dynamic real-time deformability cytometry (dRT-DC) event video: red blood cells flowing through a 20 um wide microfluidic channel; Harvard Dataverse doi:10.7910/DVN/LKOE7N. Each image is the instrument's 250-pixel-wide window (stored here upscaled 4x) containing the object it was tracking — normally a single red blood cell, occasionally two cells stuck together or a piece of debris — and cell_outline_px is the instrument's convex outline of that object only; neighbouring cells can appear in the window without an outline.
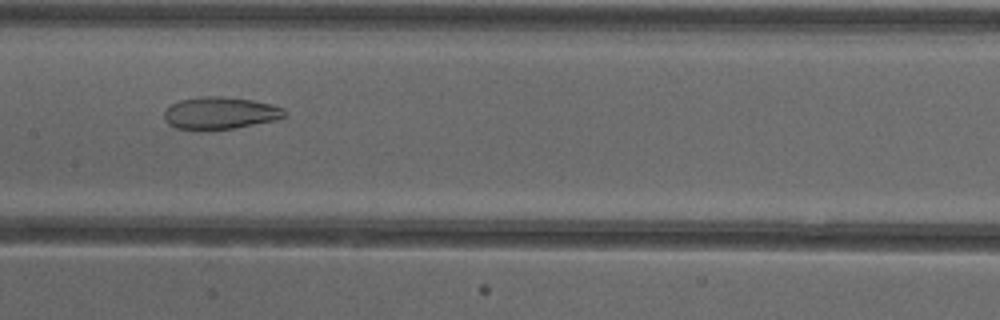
{"species": "common noctule bat (a hibernating species)", "species_latin": "Nyctalus noctula", "temperature_condition": "cold", "stored_images_in_passage": 53, "camera_frame_rate_fps": 3000, "um_per_image_px": 0.085, "animal": {"sex": "female"}, "frame": {"image": 1, "passage_image": 27, "time_ms": 8.667, "image_size_px": [1000, 320], "cell_outline_px": [[288, 116], [276, 120], [232, 128], [176, 128], [168, 124], [164, 116], [164, 112], [172, 104], [180, 100], [204, 96], [224, 96], [252, 100], [272, 104], [284, 108], [288, 112]], "centroid_in_image_um": [18.79, 9.58], "position_along_channel_um": 188.6, "area_um2": 22.25}}
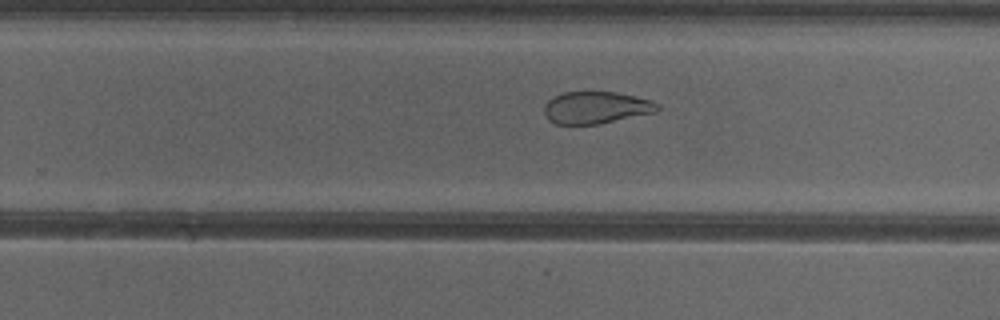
{"frame": {"image": 2, "passage_image": 34, "time_ms": 11.0, "image_size_px": [1000, 320], "cell_outline_px": [[660, 108], [656, 112], [600, 124], [556, 124], [548, 120], [544, 112], [544, 104], [548, 100], [564, 92], [616, 92], [652, 100], [660, 104]], "centroid_in_image_um": [50.68, 9.15], "position_along_channel_um": 279.1, "area_um2": 21.27}}
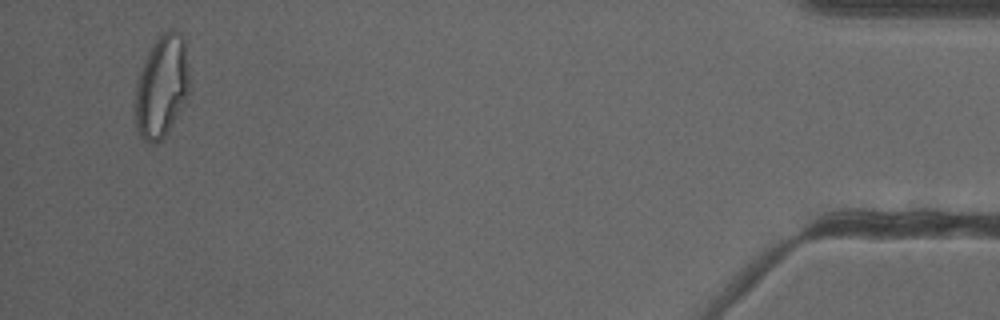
{"frame": {"image": 3, "passage_image": 51, "time_ms": 16.667, "image_size_px": [1000, 320], "cell_outline_px": [[188, 92], [172, 124], [164, 136], [156, 144], [148, 144], [140, 136], [136, 128], [136, 88], [140, 72], [144, 60], [152, 44], [168, 28], [172, 28], [180, 32], [184, 36], [188, 64]], "centroid_in_image_um": [13.74, 7.31], "position_along_channel_um": 421.5, "area_um2": 31.96}, "authors_computed_cell_mechanics": {"area_um2": 29.8826, "velocity_mm_per_s": 3.8922, "shape_relaxation_time_tau1_ms": null, "shape_relaxation_time_tau2_ms": 1.9943, "deformation_change_tau1": null, "deformation_change_tau2": 0.0876}}